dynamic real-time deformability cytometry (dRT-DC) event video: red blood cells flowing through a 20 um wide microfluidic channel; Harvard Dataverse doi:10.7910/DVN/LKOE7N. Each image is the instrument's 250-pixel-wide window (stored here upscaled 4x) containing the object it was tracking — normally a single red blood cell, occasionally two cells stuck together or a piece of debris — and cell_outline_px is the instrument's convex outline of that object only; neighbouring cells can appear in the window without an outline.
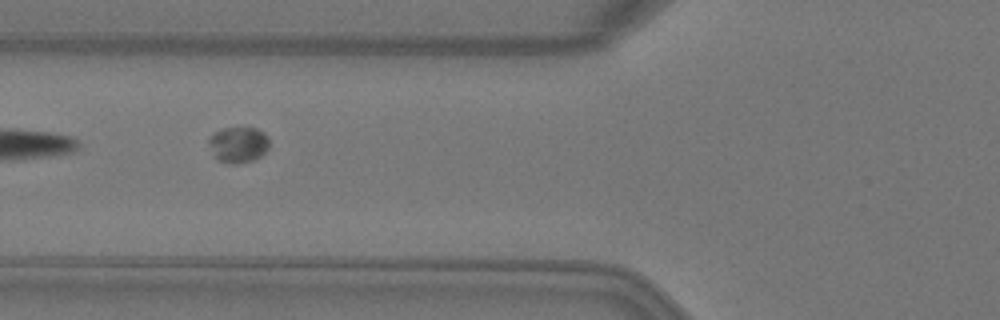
{"species": "Egyptian fruit bat (a non-hibernating species)", "species_latin": "Rousettus aegyptiacus", "temperature_condition": "warm", "stored_images_in_passage": 8, "camera_frame_rate_fps": 3000, "um_per_image_px": 0.085, "animal": {"sex": "female"}, "frame": {"image": 1, "passage_image": 5, "time_ms": 1.333, "image_size_px": [1000, 320], "cell_outline_px": [[268, 148], [260, 156], [252, 160], [236, 164], [232, 164], [216, 160], [208, 144], [208, 136], [224, 128], [256, 128], [264, 132], [268, 136]], "centroid_in_image_um": [20.23, 12.29], "position_along_channel_um": 105.6, "area_um2": 12.66}}